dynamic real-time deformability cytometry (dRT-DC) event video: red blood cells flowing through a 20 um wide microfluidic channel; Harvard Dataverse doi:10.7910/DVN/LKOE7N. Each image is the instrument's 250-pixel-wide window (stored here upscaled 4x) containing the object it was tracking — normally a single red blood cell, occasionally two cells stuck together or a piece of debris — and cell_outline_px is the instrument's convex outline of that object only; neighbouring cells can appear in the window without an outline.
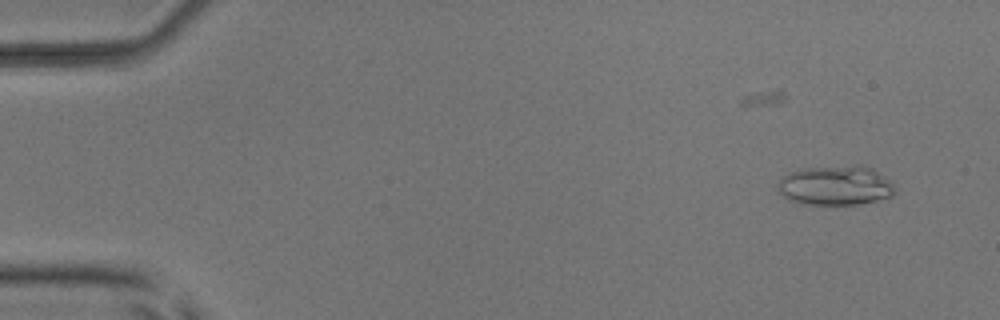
{"species": "common noctule bat (a hibernating species)", "species_latin": "Nyctalus noctula", "temperature_condition": "room temperature", "stored_images_in_passage": 7, "camera_frame_rate_fps": 3000, "um_per_image_px": 0.085, "animal": {"sex": "male", "body_mass_g": 17.9, "forearm_length_mm": 54.2}, "frame": {"image": 1, "passage_image": 3, "time_ms": 2.667, "image_size_px": [1000, 320], "cell_outline_px": [[896, 192], [892, 196], [876, 200], [856, 204], [800, 204], [788, 200], [776, 188], [776, 184], [788, 172], [800, 168], [856, 164], [864, 164], [872, 168], [892, 180], [896, 188]], "centroid_in_image_um": [71.03, 15.73], "position_along_channel_um": 14.0, "area_um2": 27.69}}
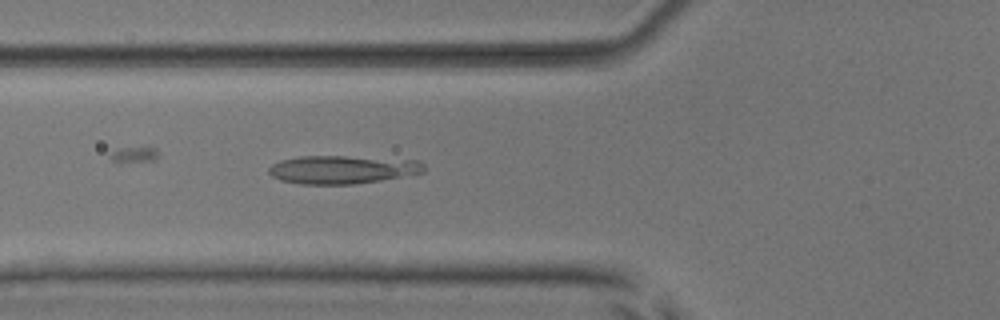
{"frame": {"image": 2, "passage_image": 7, "time_ms": 8.0, "image_size_px": [1000, 320], "cell_outline_px": [[424, 172], [380, 180], [352, 184], [300, 184], [280, 180], [272, 176], [268, 172], [268, 168], [272, 164], [280, 160], [300, 156], [344, 156], [420, 160], [424, 164]], "centroid_in_image_um": [29.07, 14.4], "position_along_channel_um": 96.7, "area_um2": 25.49}}